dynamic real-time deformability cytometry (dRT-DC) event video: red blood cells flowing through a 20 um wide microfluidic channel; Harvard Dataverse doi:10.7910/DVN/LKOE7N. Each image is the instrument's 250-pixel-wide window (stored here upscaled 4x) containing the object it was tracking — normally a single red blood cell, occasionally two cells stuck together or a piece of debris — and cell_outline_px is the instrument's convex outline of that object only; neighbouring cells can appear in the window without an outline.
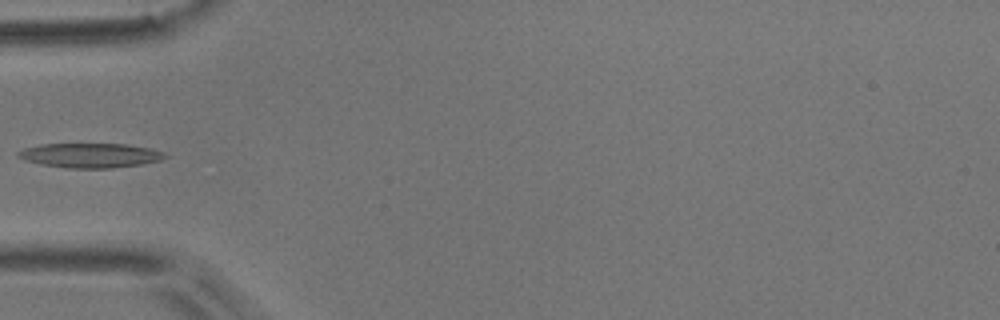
{"species": "common noctule bat (a hibernating species)", "species_latin": "Nyctalus noctula", "temperature_condition": "room temperature", "stored_images_in_passage": 5, "camera_frame_rate_fps": 3000, "um_per_image_px": 0.085, "animal": {"sex": "male", "body_mass_g": 17.9}, "frame": {"image": 1, "passage_image": 3, "time_ms": 0.667, "image_size_px": [1000, 320], "cell_outline_px": [[168, 156], [160, 160], [140, 164], [112, 168], [68, 168], [40, 164], [24, 160], [16, 156], [16, 152], [24, 148], [40, 144], [128, 144], [152, 148], [164, 152]], "centroid_in_image_um": [7.65, 13.2], "position_along_channel_um": 77.3, "area_um2": 21.1}}
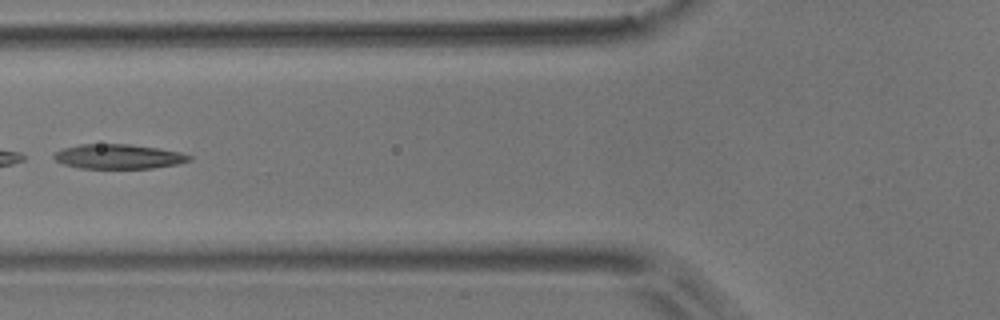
{"frame": {"image": 2, "passage_image": 4, "time_ms": 1.0, "image_size_px": [1000, 320], "cell_outline_px": [[192, 160], [176, 164], [152, 168], [80, 168], [64, 164], [56, 160], [52, 156], [56, 152], [64, 148], [80, 144], [128, 144], [156, 148], [180, 152], [192, 156]], "centroid_in_image_um": [10.07, 13.3], "position_along_channel_um": 115.7, "area_um2": 19.19}}
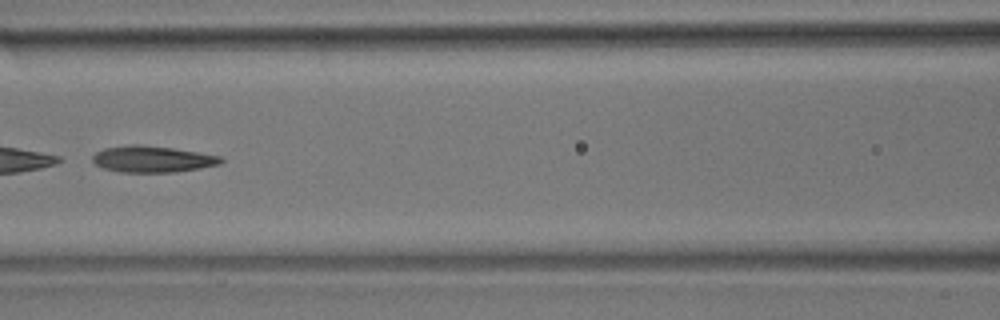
{"frame": {"image": 3, "passage_image": 5, "time_ms": 1.333, "image_size_px": [1000, 320], "cell_outline_px": [[224, 160], [220, 164], [200, 168], [176, 172], [120, 172], [104, 168], [96, 164], [92, 160], [92, 156], [96, 152], [104, 148], [128, 144], [140, 144], [172, 148], [220, 156]], "centroid_in_image_um": [12.93, 13.52], "position_along_channel_um": 153.7, "area_um2": 19.71}}